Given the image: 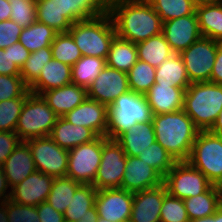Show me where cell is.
I'll return each instance as SVG.
<instances>
[{"label": "cell", "instance_id": "cell-1", "mask_svg": "<svg viewBox=\"0 0 222 222\" xmlns=\"http://www.w3.org/2000/svg\"><path fill=\"white\" fill-rule=\"evenodd\" d=\"M116 35L134 44L162 33L163 22L148 1L109 0Z\"/></svg>", "mask_w": 222, "mask_h": 222}, {"label": "cell", "instance_id": "cell-2", "mask_svg": "<svg viewBox=\"0 0 222 222\" xmlns=\"http://www.w3.org/2000/svg\"><path fill=\"white\" fill-rule=\"evenodd\" d=\"M108 5L109 0H38L36 21L66 33L73 23L105 13Z\"/></svg>", "mask_w": 222, "mask_h": 222}, {"label": "cell", "instance_id": "cell-3", "mask_svg": "<svg viewBox=\"0 0 222 222\" xmlns=\"http://www.w3.org/2000/svg\"><path fill=\"white\" fill-rule=\"evenodd\" d=\"M156 141L177 161H187L200 131L183 109L152 116Z\"/></svg>", "mask_w": 222, "mask_h": 222}, {"label": "cell", "instance_id": "cell-4", "mask_svg": "<svg viewBox=\"0 0 222 222\" xmlns=\"http://www.w3.org/2000/svg\"><path fill=\"white\" fill-rule=\"evenodd\" d=\"M68 33L79 47L82 56H94L107 59L110 45L116 36V30L108 11L71 25Z\"/></svg>", "mask_w": 222, "mask_h": 222}, {"label": "cell", "instance_id": "cell-5", "mask_svg": "<svg viewBox=\"0 0 222 222\" xmlns=\"http://www.w3.org/2000/svg\"><path fill=\"white\" fill-rule=\"evenodd\" d=\"M183 110L200 131H208L222 110V85L191 83L184 93Z\"/></svg>", "mask_w": 222, "mask_h": 222}, {"label": "cell", "instance_id": "cell-6", "mask_svg": "<svg viewBox=\"0 0 222 222\" xmlns=\"http://www.w3.org/2000/svg\"><path fill=\"white\" fill-rule=\"evenodd\" d=\"M152 116L144 95L133 91L120 95L109 107L107 137L116 139L133 125L152 121Z\"/></svg>", "mask_w": 222, "mask_h": 222}, {"label": "cell", "instance_id": "cell-7", "mask_svg": "<svg viewBox=\"0 0 222 222\" xmlns=\"http://www.w3.org/2000/svg\"><path fill=\"white\" fill-rule=\"evenodd\" d=\"M58 116L41 95L29 93L20 113L15 133L21 141L49 136Z\"/></svg>", "mask_w": 222, "mask_h": 222}, {"label": "cell", "instance_id": "cell-8", "mask_svg": "<svg viewBox=\"0 0 222 222\" xmlns=\"http://www.w3.org/2000/svg\"><path fill=\"white\" fill-rule=\"evenodd\" d=\"M187 161L217 186L222 181V136L199 131Z\"/></svg>", "mask_w": 222, "mask_h": 222}, {"label": "cell", "instance_id": "cell-9", "mask_svg": "<svg viewBox=\"0 0 222 222\" xmlns=\"http://www.w3.org/2000/svg\"><path fill=\"white\" fill-rule=\"evenodd\" d=\"M107 136H98L92 142L68 150L66 176L76 182L92 185L101 162L102 146Z\"/></svg>", "mask_w": 222, "mask_h": 222}, {"label": "cell", "instance_id": "cell-10", "mask_svg": "<svg viewBox=\"0 0 222 222\" xmlns=\"http://www.w3.org/2000/svg\"><path fill=\"white\" fill-rule=\"evenodd\" d=\"M163 183L170 195L182 200L200 195L213 185L201 171L188 161H177L164 176Z\"/></svg>", "mask_w": 222, "mask_h": 222}, {"label": "cell", "instance_id": "cell-11", "mask_svg": "<svg viewBox=\"0 0 222 222\" xmlns=\"http://www.w3.org/2000/svg\"><path fill=\"white\" fill-rule=\"evenodd\" d=\"M219 43L202 36L180 53L190 83L210 82Z\"/></svg>", "mask_w": 222, "mask_h": 222}, {"label": "cell", "instance_id": "cell-12", "mask_svg": "<svg viewBox=\"0 0 222 222\" xmlns=\"http://www.w3.org/2000/svg\"><path fill=\"white\" fill-rule=\"evenodd\" d=\"M34 160L36 171L55 177L66 176L68 150L60 147L49 136L25 141Z\"/></svg>", "mask_w": 222, "mask_h": 222}, {"label": "cell", "instance_id": "cell-13", "mask_svg": "<svg viewBox=\"0 0 222 222\" xmlns=\"http://www.w3.org/2000/svg\"><path fill=\"white\" fill-rule=\"evenodd\" d=\"M126 154L115 139H107L102 146L99 168L92 185L97 190L121 188L125 172Z\"/></svg>", "mask_w": 222, "mask_h": 222}, {"label": "cell", "instance_id": "cell-14", "mask_svg": "<svg viewBox=\"0 0 222 222\" xmlns=\"http://www.w3.org/2000/svg\"><path fill=\"white\" fill-rule=\"evenodd\" d=\"M130 91L126 72L105 66L87 88L88 98L108 107L120 96Z\"/></svg>", "mask_w": 222, "mask_h": 222}, {"label": "cell", "instance_id": "cell-15", "mask_svg": "<svg viewBox=\"0 0 222 222\" xmlns=\"http://www.w3.org/2000/svg\"><path fill=\"white\" fill-rule=\"evenodd\" d=\"M134 193L122 188L97 190L95 206L100 219L129 222Z\"/></svg>", "mask_w": 222, "mask_h": 222}, {"label": "cell", "instance_id": "cell-16", "mask_svg": "<svg viewBox=\"0 0 222 222\" xmlns=\"http://www.w3.org/2000/svg\"><path fill=\"white\" fill-rule=\"evenodd\" d=\"M69 123L91 129L97 136H107L109 107L87 97V99L67 112L64 116Z\"/></svg>", "mask_w": 222, "mask_h": 222}, {"label": "cell", "instance_id": "cell-17", "mask_svg": "<svg viewBox=\"0 0 222 222\" xmlns=\"http://www.w3.org/2000/svg\"><path fill=\"white\" fill-rule=\"evenodd\" d=\"M162 34L172 51L180 54L202 37L196 12L163 22Z\"/></svg>", "mask_w": 222, "mask_h": 222}, {"label": "cell", "instance_id": "cell-18", "mask_svg": "<svg viewBox=\"0 0 222 222\" xmlns=\"http://www.w3.org/2000/svg\"><path fill=\"white\" fill-rule=\"evenodd\" d=\"M53 181V176L35 171L22 182L10 188V200L21 205L38 206L47 201Z\"/></svg>", "mask_w": 222, "mask_h": 222}, {"label": "cell", "instance_id": "cell-19", "mask_svg": "<svg viewBox=\"0 0 222 222\" xmlns=\"http://www.w3.org/2000/svg\"><path fill=\"white\" fill-rule=\"evenodd\" d=\"M163 176L137 156H126L125 172L121 188L129 192H138L159 186Z\"/></svg>", "mask_w": 222, "mask_h": 222}, {"label": "cell", "instance_id": "cell-20", "mask_svg": "<svg viewBox=\"0 0 222 222\" xmlns=\"http://www.w3.org/2000/svg\"><path fill=\"white\" fill-rule=\"evenodd\" d=\"M165 184L134 193L129 222H160Z\"/></svg>", "mask_w": 222, "mask_h": 222}, {"label": "cell", "instance_id": "cell-21", "mask_svg": "<svg viewBox=\"0 0 222 222\" xmlns=\"http://www.w3.org/2000/svg\"><path fill=\"white\" fill-rule=\"evenodd\" d=\"M185 90L171 84L154 83L144 95L153 115L183 109Z\"/></svg>", "mask_w": 222, "mask_h": 222}, {"label": "cell", "instance_id": "cell-22", "mask_svg": "<svg viewBox=\"0 0 222 222\" xmlns=\"http://www.w3.org/2000/svg\"><path fill=\"white\" fill-rule=\"evenodd\" d=\"M41 96L58 117H63L83 103L88 94L85 87L71 83L43 92Z\"/></svg>", "mask_w": 222, "mask_h": 222}, {"label": "cell", "instance_id": "cell-23", "mask_svg": "<svg viewBox=\"0 0 222 222\" xmlns=\"http://www.w3.org/2000/svg\"><path fill=\"white\" fill-rule=\"evenodd\" d=\"M9 187H14L36 171L32 152L25 141H21L3 164Z\"/></svg>", "mask_w": 222, "mask_h": 222}, {"label": "cell", "instance_id": "cell-24", "mask_svg": "<svg viewBox=\"0 0 222 222\" xmlns=\"http://www.w3.org/2000/svg\"><path fill=\"white\" fill-rule=\"evenodd\" d=\"M71 83V66L52 58L43 66L41 74L29 87V91L31 93L41 95L43 92Z\"/></svg>", "mask_w": 222, "mask_h": 222}, {"label": "cell", "instance_id": "cell-25", "mask_svg": "<svg viewBox=\"0 0 222 222\" xmlns=\"http://www.w3.org/2000/svg\"><path fill=\"white\" fill-rule=\"evenodd\" d=\"M49 137L60 147L70 150L92 142L98 136L89 128L73 125L63 117H58Z\"/></svg>", "mask_w": 222, "mask_h": 222}, {"label": "cell", "instance_id": "cell-26", "mask_svg": "<svg viewBox=\"0 0 222 222\" xmlns=\"http://www.w3.org/2000/svg\"><path fill=\"white\" fill-rule=\"evenodd\" d=\"M115 140L121 145L126 156H138L156 141L153 123L149 121L135 124Z\"/></svg>", "mask_w": 222, "mask_h": 222}, {"label": "cell", "instance_id": "cell-27", "mask_svg": "<svg viewBox=\"0 0 222 222\" xmlns=\"http://www.w3.org/2000/svg\"><path fill=\"white\" fill-rule=\"evenodd\" d=\"M195 12L202 36L222 43V1L204 3Z\"/></svg>", "mask_w": 222, "mask_h": 222}, {"label": "cell", "instance_id": "cell-28", "mask_svg": "<svg viewBox=\"0 0 222 222\" xmlns=\"http://www.w3.org/2000/svg\"><path fill=\"white\" fill-rule=\"evenodd\" d=\"M183 201L189 220L211 216L222 206V200L216 185H212L200 195L186 198Z\"/></svg>", "mask_w": 222, "mask_h": 222}, {"label": "cell", "instance_id": "cell-29", "mask_svg": "<svg viewBox=\"0 0 222 222\" xmlns=\"http://www.w3.org/2000/svg\"><path fill=\"white\" fill-rule=\"evenodd\" d=\"M155 77V83L171 84L173 87L184 90L191 85L183 59L180 54L176 53L156 68Z\"/></svg>", "mask_w": 222, "mask_h": 222}, {"label": "cell", "instance_id": "cell-30", "mask_svg": "<svg viewBox=\"0 0 222 222\" xmlns=\"http://www.w3.org/2000/svg\"><path fill=\"white\" fill-rule=\"evenodd\" d=\"M97 189L94 185L82 184L72 197V201L65 210L64 217L67 222H77L81 217L92 214L97 208L95 199Z\"/></svg>", "mask_w": 222, "mask_h": 222}, {"label": "cell", "instance_id": "cell-31", "mask_svg": "<svg viewBox=\"0 0 222 222\" xmlns=\"http://www.w3.org/2000/svg\"><path fill=\"white\" fill-rule=\"evenodd\" d=\"M137 60L136 44L116 35L111 42L106 65L127 73Z\"/></svg>", "mask_w": 222, "mask_h": 222}, {"label": "cell", "instance_id": "cell-32", "mask_svg": "<svg viewBox=\"0 0 222 222\" xmlns=\"http://www.w3.org/2000/svg\"><path fill=\"white\" fill-rule=\"evenodd\" d=\"M136 48L138 59L155 68L174 54L162 33L137 43Z\"/></svg>", "mask_w": 222, "mask_h": 222}, {"label": "cell", "instance_id": "cell-33", "mask_svg": "<svg viewBox=\"0 0 222 222\" xmlns=\"http://www.w3.org/2000/svg\"><path fill=\"white\" fill-rule=\"evenodd\" d=\"M56 34L51 27L35 21L32 25L22 29L19 42L28 51L35 52L44 47H51Z\"/></svg>", "mask_w": 222, "mask_h": 222}, {"label": "cell", "instance_id": "cell-34", "mask_svg": "<svg viewBox=\"0 0 222 222\" xmlns=\"http://www.w3.org/2000/svg\"><path fill=\"white\" fill-rule=\"evenodd\" d=\"M106 66V59L94 56H82L72 67V83L86 89Z\"/></svg>", "mask_w": 222, "mask_h": 222}, {"label": "cell", "instance_id": "cell-35", "mask_svg": "<svg viewBox=\"0 0 222 222\" xmlns=\"http://www.w3.org/2000/svg\"><path fill=\"white\" fill-rule=\"evenodd\" d=\"M70 177H55L47 202L56 210L64 213L72 201L75 191L81 186Z\"/></svg>", "mask_w": 222, "mask_h": 222}, {"label": "cell", "instance_id": "cell-36", "mask_svg": "<svg viewBox=\"0 0 222 222\" xmlns=\"http://www.w3.org/2000/svg\"><path fill=\"white\" fill-rule=\"evenodd\" d=\"M155 73V67L138 59L127 72L130 91H133L136 94L145 95L155 83Z\"/></svg>", "mask_w": 222, "mask_h": 222}, {"label": "cell", "instance_id": "cell-37", "mask_svg": "<svg viewBox=\"0 0 222 222\" xmlns=\"http://www.w3.org/2000/svg\"><path fill=\"white\" fill-rule=\"evenodd\" d=\"M51 49L54 59L71 67L82 57L79 47L68 32L57 33Z\"/></svg>", "mask_w": 222, "mask_h": 222}, {"label": "cell", "instance_id": "cell-38", "mask_svg": "<svg viewBox=\"0 0 222 222\" xmlns=\"http://www.w3.org/2000/svg\"><path fill=\"white\" fill-rule=\"evenodd\" d=\"M162 22L191 15L195 6L188 0H149Z\"/></svg>", "mask_w": 222, "mask_h": 222}, {"label": "cell", "instance_id": "cell-39", "mask_svg": "<svg viewBox=\"0 0 222 222\" xmlns=\"http://www.w3.org/2000/svg\"><path fill=\"white\" fill-rule=\"evenodd\" d=\"M53 58L51 47H44L31 52L20 69V76L24 83L30 87L41 74V69Z\"/></svg>", "mask_w": 222, "mask_h": 222}, {"label": "cell", "instance_id": "cell-40", "mask_svg": "<svg viewBox=\"0 0 222 222\" xmlns=\"http://www.w3.org/2000/svg\"><path fill=\"white\" fill-rule=\"evenodd\" d=\"M149 166L155 168L163 177L177 162L157 141L137 156Z\"/></svg>", "mask_w": 222, "mask_h": 222}, {"label": "cell", "instance_id": "cell-41", "mask_svg": "<svg viewBox=\"0 0 222 222\" xmlns=\"http://www.w3.org/2000/svg\"><path fill=\"white\" fill-rule=\"evenodd\" d=\"M26 98H14L0 102V131L15 132Z\"/></svg>", "mask_w": 222, "mask_h": 222}, {"label": "cell", "instance_id": "cell-42", "mask_svg": "<svg viewBox=\"0 0 222 222\" xmlns=\"http://www.w3.org/2000/svg\"><path fill=\"white\" fill-rule=\"evenodd\" d=\"M189 221L184 201L166 192L161 206L160 222Z\"/></svg>", "mask_w": 222, "mask_h": 222}, {"label": "cell", "instance_id": "cell-43", "mask_svg": "<svg viewBox=\"0 0 222 222\" xmlns=\"http://www.w3.org/2000/svg\"><path fill=\"white\" fill-rule=\"evenodd\" d=\"M11 7L10 20L22 28L32 25L36 21V1L9 0Z\"/></svg>", "mask_w": 222, "mask_h": 222}, {"label": "cell", "instance_id": "cell-44", "mask_svg": "<svg viewBox=\"0 0 222 222\" xmlns=\"http://www.w3.org/2000/svg\"><path fill=\"white\" fill-rule=\"evenodd\" d=\"M29 93V87L20 75L0 74V102L14 98H26Z\"/></svg>", "mask_w": 222, "mask_h": 222}, {"label": "cell", "instance_id": "cell-45", "mask_svg": "<svg viewBox=\"0 0 222 222\" xmlns=\"http://www.w3.org/2000/svg\"><path fill=\"white\" fill-rule=\"evenodd\" d=\"M6 207L8 222H40L37 206L21 205L8 199Z\"/></svg>", "mask_w": 222, "mask_h": 222}, {"label": "cell", "instance_id": "cell-46", "mask_svg": "<svg viewBox=\"0 0 222 222\" xmlns=\"http://www.w3.org/2000/svg\"><path fill=\"white\" fill-rule=\"evenodd\" d=\"M22 27L12 20L0 22V48L5 49L19 42Z\"/></svg>", "mask_w": 222, "mask_h": 222}, {"label": "cell", "instance_id": "cell-47", "mask_svg": "<svg viewBox=\"0 0 222 222\" xmlns=\"http://www.w3.org/2000/svg\"><path fill=\"white\" fill-rule=\"evenodd\" d=\"M21 142L15 132L0 131V166Z\"/></svg>", "mask_w": 222, "mask_h": 222}, {"label": "cell", "instance_id": "cell-48", "mask_svg": "<svg viewBox=\"0 0 222 222\" xmlns=\"http://www.w3.org/2000/svg\"><path fill=\"white\" fill-rule=\"evenodd\" d=\"M0 74L1 75H20V69L12 60L11 46L0 48Z\"/></svg>", "mask_w": 222, "mask_h": 222}, {"label": "cell", "instance_id": "cell-49", "mask_svg": "<svg viewBox=\"0 0 222 222\" xmlns=\"http://www.w3.org/2000/svg\"><path fill=\"white\" fill-rule=\"evenodd\" d=\"M40 222H65L64 214L56 211L47 201L37 206Z\"/></svg>", "mask_w": 222, "mask_h": 222}, {"label": "cell", "instance_id": "cell-50", "mask_svg": "<svg viewBox=\"0 0 222 222\" xmlns=\"http://www.w3.org/2000/svg\"><path fill=\"white\" fill-rule=\"evenodd\" d=\"M30 53L31 52L28 51L23 45H21L20 42L11 45L12 60L19 69H21Z\"/></svg>", "mask_w": 222, "mask_h": 222}, {"label": "cell", "instance_id": "cell-51", "mask_svg": "<svg viewBox=\"0 0 222 222\" xmlns=\"http://www.w3.org/2000/svg\"><path fill=\"white\" fill-rule=\"evenodd\" d=\"M210 82L222 85V43L218 44L216 59L210 75Z\"/></svg>", "mask_w": 222, "mask_h": 222}, {"label": "cell", "instance_id": "cell-52", "mask_svg": "<svg viewBox=\"0 0 222 222\" xmlns=\"http://www.w3.org/2000/svg\"><path fill=\"white\" fill-rule=\"evenodd\" d=\"M9 185L7 183L6 176L4 174V169L2 166H0V202H5L8 199H10L11 192L6 190L8 189Z\"/></svg>", "mask_w": 222, "mask_h": 222}, {"label": "cell", "instance_id": "cell-53", "mask_svg": "<svg viewBox=\"0 0 222 222\" xmlns=\"http://www.w3.org/2000/svg\"><path fill=\"white\" fill-rule=\"evenodd\" d=\"M11 7L9 0H0V22L10 20Z\"/></svg>", "mask_w": 222, "mask_h": 222}, {"label": "cell", "instance_id": "cell-54", "mask_svg": "<svg viewBox=\"0 0 222 222\" xmlns=\"http://www.w3.org/2000/svg\"><path fill=\"white\" fill-rule=\"evenodd\" d=\"M208 131L213 134L222 136V110L220 111V114L216 118L213 126Z\"/></svg>", "mask_w": 222, "mask_h": 222}, {"label": "cell", "instance_id": "cell-55", "mask_svg": "<svg viewBox=\"0 0 222 222\" xmlns=\"http://www.w3.org/2000/svg\"><path fill=\"white\" fill-rule=\"evenodd\" d=\"M99 216L97 209L92 213L88 214L85 217H81V219L77 222H98Z\"/></svg>", "mask_w": 222, "mask_h": 222}, {"label": "cell", "instance_id": "cell-56", "mask_svg": "<svg viewBox=\"0 0 222 222\" xmlns=\"http://www.w3.org/2000/svg\"><path fill=\"white\" fill-rule=\"evenodd\" d=\"M0 222H8L6 201L0 202Z\"/></svg>", "mask_w": 222, "mask_h": 222}, {"label": "cell", "instance_id": "cell-57", "mask_svg": "<svg viewBox=\"0 0 222 222\" xmlns=\"http://www.w3.org/2000/svg\"><path fill=\"white\" fill-rule=\"evenodd\" d=\"M189 222H214V214L208 217L190 220Z\"/></svg>", "mask_w": 222, "mask_h": 222}, {"label": "cell", "instance_id": "cell-58", "mask_svg": "<svg viewBox=\"0 0 222 222\" xmlns=\"http://www.w3.org/2000/svg\"><path fill=\"white\" fill-rule=\"evenodd\" d=\"M214 222H222V206L214 213Z\"/></svg>", "mask_w": 222, "mask_h": 222}, {"label": "cell", "instance_id": "cell-59", "mask_svg": "<svg viewBox=\"0 0 222 222\" xmlns=\"http://www.w3.org/2000/svg\"><path fill=\"white\" fill-rule=\"evenodd\" d=\"M188 1H190L195 7H197V6H200L204 3L211 2L213 0H188Z\"/></svg>", "mask_w": 222, "mask_h": 222}, {"label": "cell", "instance_id": "cell-60", "mask_svg": "<svg viewBox=\"0 0 222 222\" xmlns=\"http://www.w3.org/2000/svg\"><path fill=\"white\" fill-rule=\"evenodd\" d=\"M217 187H218L219 194H220V197H221V200H222V181L217 185Z\"/></svg>", "mask_w": 222, "mask_h": 222}, {"label": "cell", "instance_id": "cell-61", "mask_svg": "<svg viewBox=\"0 0 222 222\" xmlns=\"http://www.w3.org/2000/svg\"><path fill=\"white\" fill-rule=\"evenodd\" d=\"M98 222H112V221L105 220V219H100V218H99Z\"/></svg>", "mask_w": 222, "mask_h": 222}]
</instances>
